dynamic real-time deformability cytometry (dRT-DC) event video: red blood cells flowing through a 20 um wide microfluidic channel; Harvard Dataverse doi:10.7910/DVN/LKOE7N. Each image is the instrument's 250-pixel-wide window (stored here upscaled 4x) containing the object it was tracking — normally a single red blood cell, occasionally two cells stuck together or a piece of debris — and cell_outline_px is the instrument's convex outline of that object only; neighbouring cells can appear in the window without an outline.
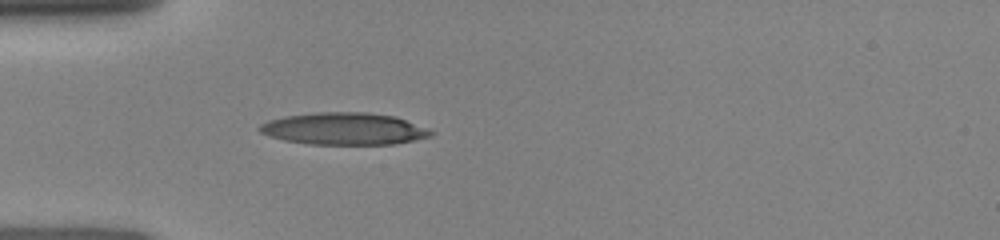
{"species": "human", "species_latin": "Homo sapiens", "temperature_condition": "room temperature", "stored_images_in_passage": 1, "camera_frame_rate_fps": 3000, "um_per_image_px": 0.085, "donor": {"sex": "female"}, "frame": {"image": 1, "passage_image": 1, "time_ms": 0.0, "image_size_px": [1000, 240], "cell_outline_px": [[436, 132], [432, 136], [392, 144], [308, 144], [284, 140], [268, 136], [260, 132], [256, 128], [260, 124], [268, 120], [284, 116], [316, 112], [368, 112], [396, 116], [428, 128]], "centroid_in_image_um": [29.23, 10.93], "position_along_channel_um": 55.8, "area_um2": 32.25}}